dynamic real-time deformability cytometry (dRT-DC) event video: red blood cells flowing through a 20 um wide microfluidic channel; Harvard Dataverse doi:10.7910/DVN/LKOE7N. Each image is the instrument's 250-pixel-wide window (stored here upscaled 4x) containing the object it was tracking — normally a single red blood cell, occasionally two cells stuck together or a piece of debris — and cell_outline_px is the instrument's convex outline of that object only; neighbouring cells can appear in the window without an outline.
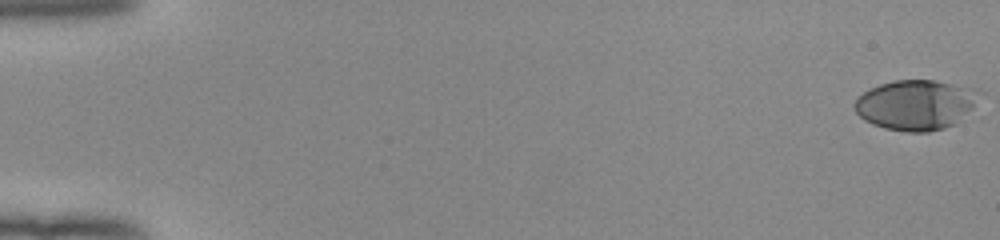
{"species": "human", "species_latin": "Homo sapiens", "temperature_condition": "room temperature", "stored_images_in_passage": 53, "camera_frame_rate_fps": 3000, "um_per_image_px": 0.085, "donor": {"sex": "female"}, "frame": {"image": 1, "passage_image": 1, "time_ms": 0.0, "image_size_px": [1000, 240], "cell_outline_px": [[984, 92], [972, 108], [956, 124], [944, 128], [928, 132], [908, 132], [884, 128], [872, 124], [864, 120], [856, 112], [852, 104], [868, 88], [892, 80], [936, 80]], "centroid_in_image_um": [77.83, 8.91], "position_along_channel_um": 7.2, "area_um2": 36.53}}
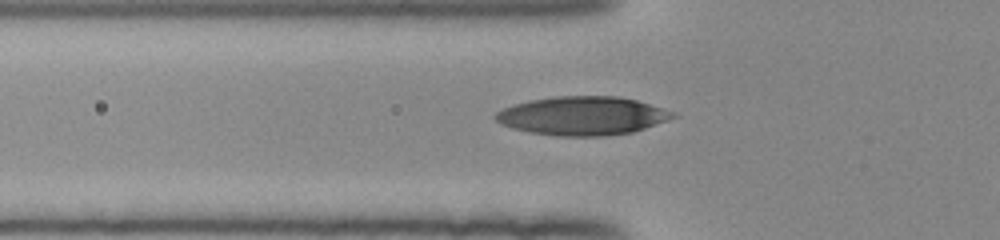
{"frame": {"image": 2, "passage_image": 20, "time_ms": 6.333, "image_size_px": [1000, 240], "cell_outline_px": [[680, 116], [632, 132], [604, 136], [556, 136], [528, 132], [512, 128], [500, 124], [492, 116], [496, 112], [504, 108], [528, 100], [556, 96], [620, 96], [636, 100], [676, 112]], "centroid_in_image_um": [49.51, 9.84], "position_along_channel_um": 76.3, "area_um2": 40.11}}
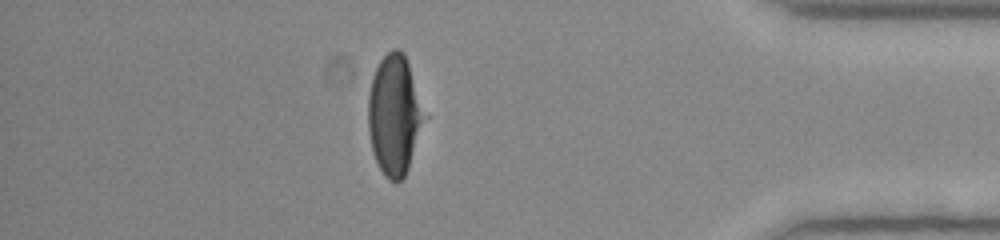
{"frame": {"image": 3, "passage_image": 47, "time_ms": 15.333, "image_size_px": [1000, 240], "cell_outline_px": [[428, 116], [408, 168], [404, 176], [396, 184], [388, 180], [384, 176], [372, 152], [368, 132], [368, 92], [372, 76], [380, 60], [392, 48], [396, 48], [404, 52]], "centroid_in_image_um": [33.54, 9.78], "position_along_channel_um": 401.7, "area_um2": 40.0}, "authors_computed_cell_mechanics": {"area_um2": 38.7838, "velocity_mm_per_s": 3.9817, "shape_relaxation_time_tau1_ms": 4.1259, "shape_relaxation_time_tau2_ms": null, "deformation_change_tau1": 0.2022, "deformation_change_tau2": null}}